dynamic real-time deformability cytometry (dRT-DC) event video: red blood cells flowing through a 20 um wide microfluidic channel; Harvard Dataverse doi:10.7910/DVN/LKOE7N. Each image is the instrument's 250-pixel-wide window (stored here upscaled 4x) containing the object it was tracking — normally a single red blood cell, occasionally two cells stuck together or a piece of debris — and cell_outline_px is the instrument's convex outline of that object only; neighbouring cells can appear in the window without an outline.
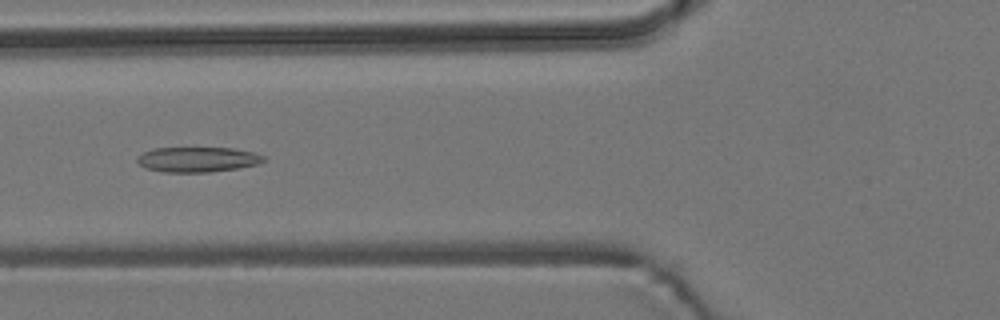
{"species": "common noctule bat (a hibernating species)", "species_latin": "Nyctalus noctula", "temperature_condition": "room temperature", "stored_images_in_passage": 8, "camera_frame_rate_fps": 3000, "um_per_image_px": 0.085, "animal": {"sex": "male", "body_mass_g": 19.2, "forearm_length_mm": 51.8}, "frame": {"image": 1, "passage_image": 6, "time_ms": 6.0, "image_size_px": [1000, 320], "cell_outline_px": [[264, 160], [256, 164], [236, 168], [208, 172], [164, 172], [144, 168], [136, 160], [136, 156], [152, 148], [232, 148], [252, 152], [264, 156]], "centroid_in_image_um": [16.72, 13.55], "position_along_channel_um": 109.1, "area_um2": 18.32}}
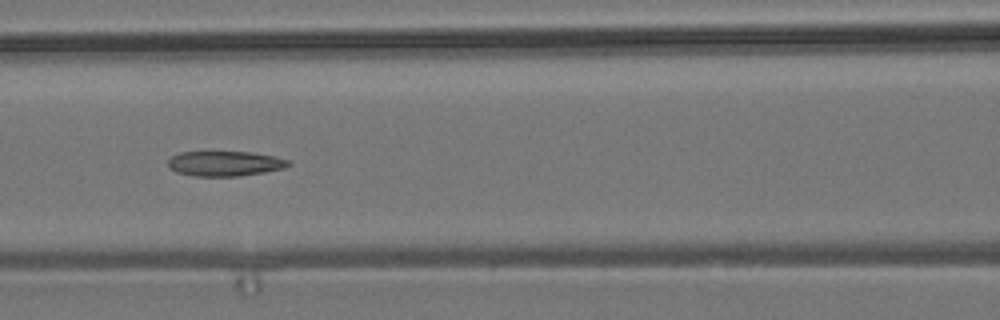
{"frame": {"image": 2, "passage_image": 7, "time_ms": 7.0, "image_size_px": [1000, 320], "cell_outline_px": [[292, 164], [284, 168], [264, 172], [236, 176], [196, 176], [176, 172], [168, 164], [168, 160], [172, 156], [180, 152], [252, 152], [272, 156], [288, 160]], "centroid_in_image_um": [19.12, 13.9], "position_along_channel_um": 147.5, "area_um2": 17.34}}
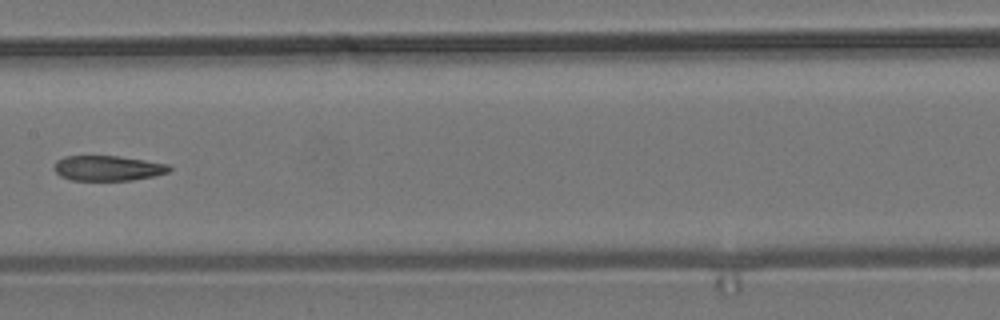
{"frame": {"image": 3, "passage_image": 8, "time_ms": 8.333, "image_size_px": [1000, 320], "cell_outline_px": [[172, 168], [168, 172], [152, 176], [132, 180], [72, 180], [60, 176], [52, 168], [56, 160], [64, 156], [120, 156], [168, 164]], "centroid_in_image_um": [9.12, 14.29], "position_along_channel_um": 198.3, "area_um2": 16.88}}